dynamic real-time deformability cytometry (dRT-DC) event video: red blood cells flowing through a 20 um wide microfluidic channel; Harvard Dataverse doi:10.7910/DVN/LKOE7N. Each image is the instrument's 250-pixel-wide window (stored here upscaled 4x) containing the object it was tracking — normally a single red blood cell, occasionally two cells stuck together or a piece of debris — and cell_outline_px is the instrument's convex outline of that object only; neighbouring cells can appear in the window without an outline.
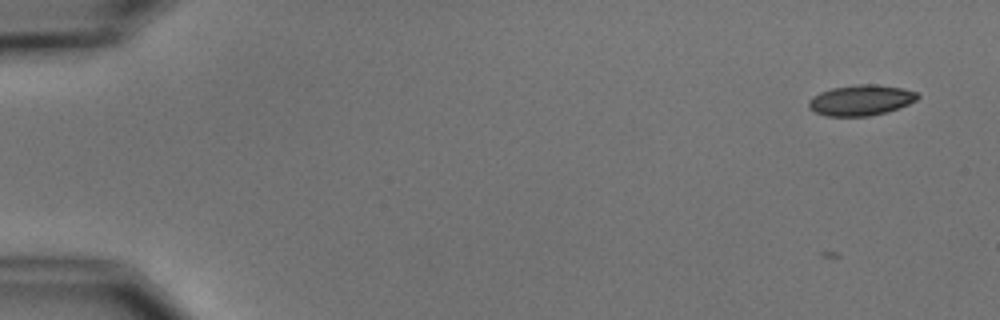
{"species": "common noctule bat (a hibernating species)", "species_latin": "Nyctalus noctula", "temperature_condition": "cold", "stored_images_in_passage": 5, "camera_frame_rate_fps": 3000, "um_per_image_px": 0.085, "animal": {"sex": "male", "body_mass_g": 15.6}, "frame": {"image": 1, "passage_image": 1, "time_ms": 0.0, "image_size_px": [1000, 320], "cell_outline_px": [[920, 96], [916, 100], [900, 108], [868, 116], [828, 116], [816, 112], [808, 108], [808, 100], [812, 96], [820, 92], [832, 88], [856, 84], [872, 84], [904, 88], [916, 92]], "centroid_in_image_um": [73.16, 8.51], "position_along_channel_um": 11.8, "area_um2": 19.42}}